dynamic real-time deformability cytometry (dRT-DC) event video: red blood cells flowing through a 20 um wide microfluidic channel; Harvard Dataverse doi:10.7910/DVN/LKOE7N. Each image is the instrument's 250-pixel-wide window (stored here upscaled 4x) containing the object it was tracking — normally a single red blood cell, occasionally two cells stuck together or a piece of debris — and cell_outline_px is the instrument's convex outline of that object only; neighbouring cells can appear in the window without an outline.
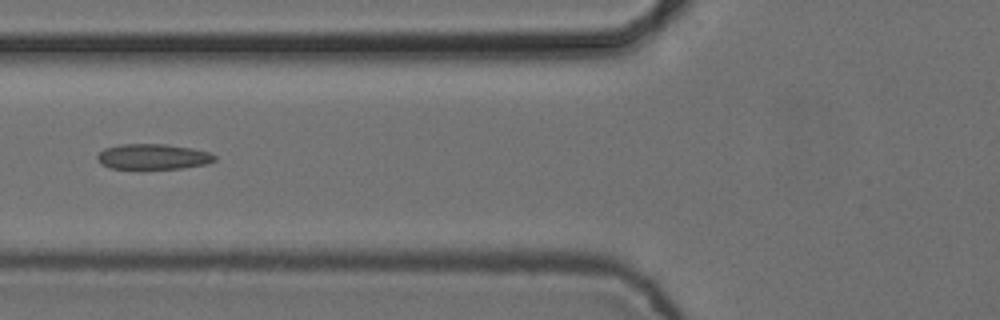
{"species": "common noctule bat (a hibernating species)", "species_latin": "Nyctalus noctula", "temperature_condition": "cold", "stored_images_in_passage": 7, "camera_frame_rate_fps": 3000, "um_per_image_px": 0.085, "animal": {"sex": "female", "body_mass_g": 24.6, "forearm_length_mm": 56.2}, "frame": {"image": 1, "passage_image": 4, "time_ms": 1.0, "image_size_px": [1000, 320], "cell_outline_px": [[216, 160], [204, 164], [184, 168], [108, 168], [100, 164], [96, 156], [104, 148], [120, 144], [164, 144], [192, 148], [208, 152], [216, 156]], "centroid_in_image_um": [12.97, 13.31], "position_along_channel_um": 112.8, "area_um2": 17.28}}
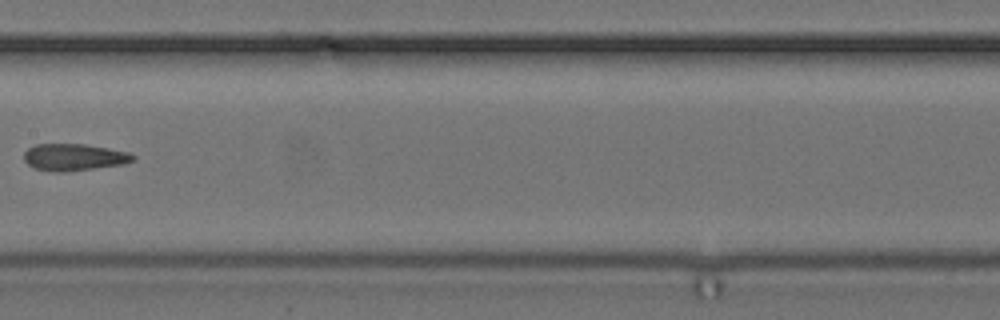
{"frame": {"image": 2, "passage_image": 6, "time_ms": 1.667, "image_size_px": [1000, 320], "cell_outline_px": [[136, 160], [124, 164], [68, 172], [52, 172], [32, 168], [24, 160], [24, 152], [28, 148], [36, 144], [84, 144], [108, 148], [128, 152], [136, 156]], "centroid_in_image_um": [6.29, 13.37], "position_along_channel_um": 201.1, "area_um2": 17.34}}
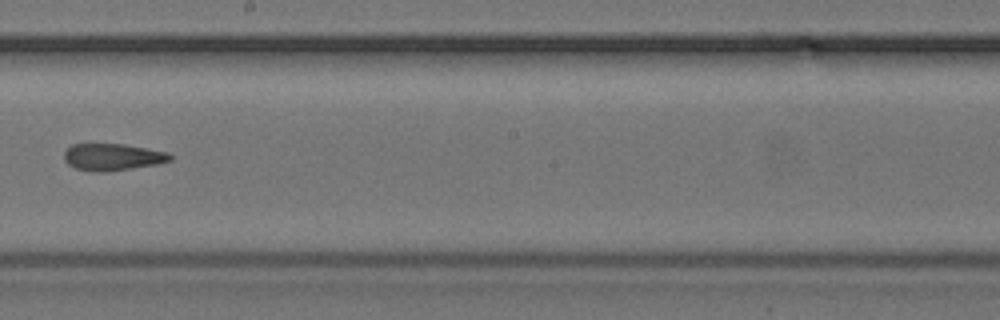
{"frame": {"image": 3, "passage_image": 7, "time_ms": 2.0, "image_size_px": [1000, 320], "cell_outline_px": [[172, 160], [156, 164], [108, 172], [92, 172], [76, 168], [68, 164], [64, 160], [64, 152], [72, 144], [124, 144], [148, 148], [168, 152], [172, 156]], "centroid_in_image_um": [9.57, 13.35], "position_along_channel_um": 238.6, "area_um2": 16.7}}